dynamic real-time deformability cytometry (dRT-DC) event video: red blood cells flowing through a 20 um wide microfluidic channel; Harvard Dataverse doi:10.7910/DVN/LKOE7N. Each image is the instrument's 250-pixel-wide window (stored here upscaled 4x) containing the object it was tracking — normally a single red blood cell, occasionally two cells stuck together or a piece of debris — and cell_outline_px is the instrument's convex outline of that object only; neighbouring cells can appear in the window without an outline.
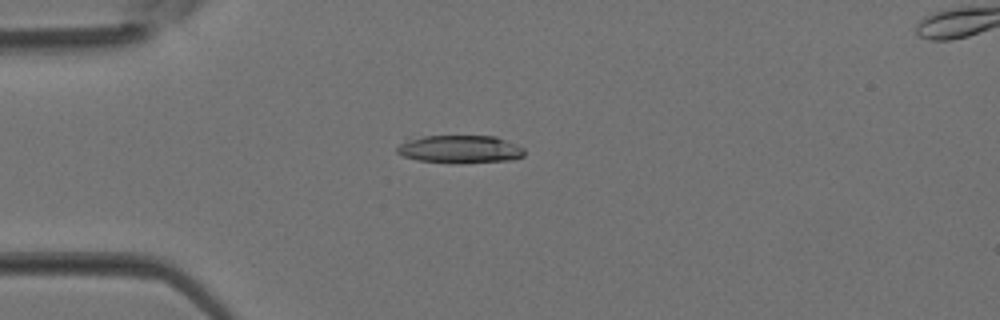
{"species": "Egyptian fruit bat (a non-hibernating species)", "species_latin": "Rousettus aegyptiacus", "temperature_condition": "room temperature", "stored_images_in_passage": 38, "camera_frame_rate_fps": 3000, "um_per_image_px": 0.085, "animal": {"sex": "female"}, "frame": {"image": 1, "passage_image": 10, "time_ms": 3.0, "image_size_px": [1000, 320], "cell_outline_px": [[524, 156], [512, 160], [416, 160], [404, 156], [396, 152], [396, 148], [404, 136], [496, 136], [516, 144], [524, 148]], "centroid_in_image_um": [39.0, 12.6], "position_along_channel_um": 46.0, "area_um2": 20.0}}
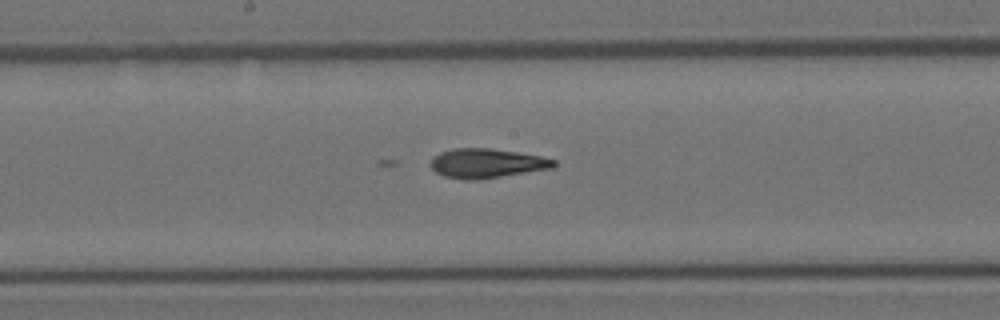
{"frame": {"image": 2, "passage_image": 20, "time_ms": 6.333, "image_size_px": [1000, 320], "cell_outline_px": [[556, 164], [552, 168], [480, 180], [464, 180], [444, 176], [436, 172], [428, 164], [440, 152], [452, 148], [492, 148], [540, 156], [556, 160]], "centroid_in_image_um": [41.36, 13.88], "position_along_channel_um": 206.8, "area_um2": 21.15}}
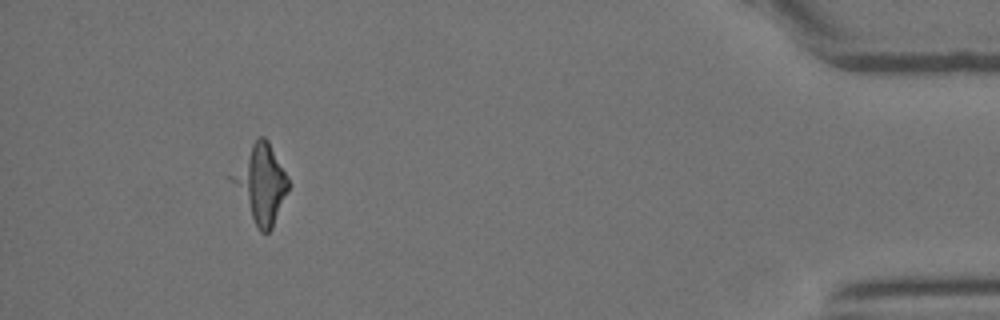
{"frame": {"image": 3, "passage_image": 35, "time_ms": 11.333, "image_size_px": [1000, 320], "cell_outline_px": [[288, 192], [272, 228], [268, 232], [260, 232], [256, 228], [224, 176], [252, 144], [260, 136], [264, 136], [268, 140], [288, 180]], "centroid_in_image_um": [22.06, 15.63], "position_along_channel_um": 413.1, "area_um2": 26.18}}